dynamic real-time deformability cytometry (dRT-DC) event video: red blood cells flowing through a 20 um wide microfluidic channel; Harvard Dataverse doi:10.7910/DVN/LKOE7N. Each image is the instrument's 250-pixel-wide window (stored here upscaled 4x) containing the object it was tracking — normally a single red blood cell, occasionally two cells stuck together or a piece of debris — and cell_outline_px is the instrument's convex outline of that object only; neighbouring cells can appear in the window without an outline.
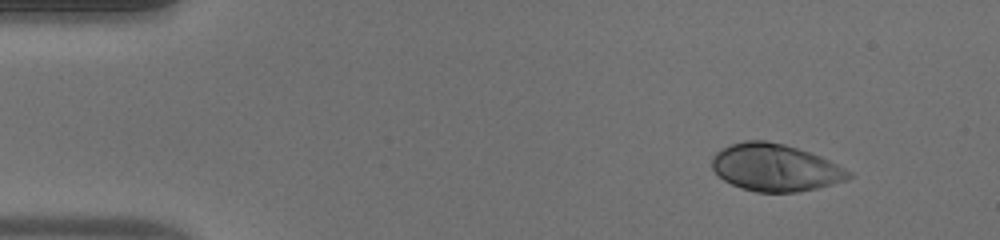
{"species": "human", "species_latin": "Homo sapiens", "temperature_condition": "warm", "stored_images_in_passage": 45, "camera_frame_rate_fps": 3000, "um_per_image_px": 0.085, "donor": {"sex": "male"}, "frame": {"image": 1, "passage_image": 1, "time_ms": 0.0, "image_size_px": [1000, 240], "cell_outline_px": [[852, 176], [844, 180], [832, 184], [816, 188], [796, 192], [756, 192], [740, 188], [724, 180], [712, 168], [712, 156], [716, 152], [732, 144], [744, 140], [764, 140], [784, 144], [820, 156], [852, 172]], "centroid_in_image_um": [65.87, 14.24], "position_along_channel_um": 19.1, "area_um2": 37.28}}
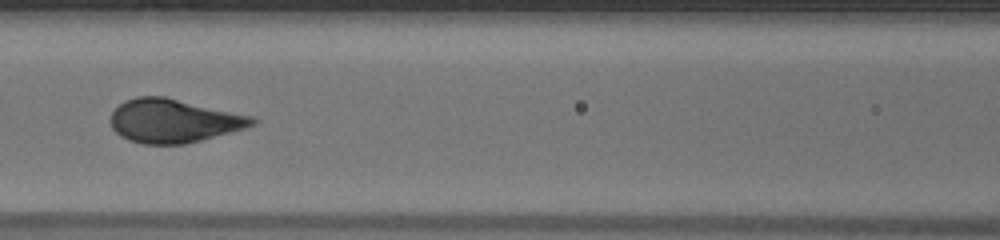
{"frame": {"image": 2, "passage_image": 18, "time_ms": 5.667, "image_size_px": [1000, 240], "cell_outline_px": [[260, 120], [256, 124], [244, 128], [200, 140], [184, 144], [144, 144], [128, 140], [120, 136], [112, 128], [108, 120], [112, 112], [124, 100], [136, 96], [164, 96], [252, 116]], "centroid_in_image_um": [14.72, 10.26], "position_along_channel_um": 151.9, "area_um2": 36.01}}
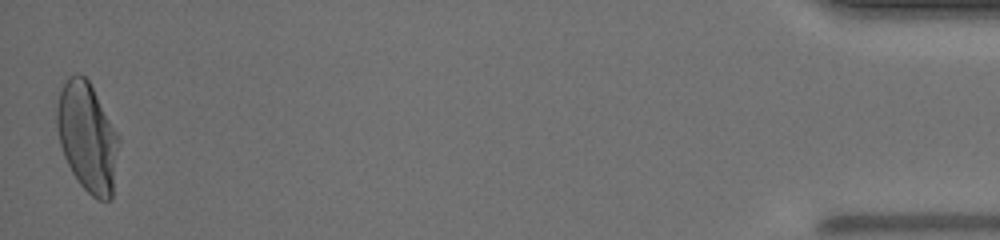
{"frame": {"image": 3, "passage_image": 45, "time_ms": 14.667, "image_size_px": [1000, 240], "cell_outline_px": [[120, 140], [112, 200], [96, 200], [80, 184], [72, 172], [64, 156], [60, 144], [56, 128], [56, 108], [60, 88], [68, 76], [76, 72], [80, 72], [88, 80], [120, 136]], "centroid_in_image_um": [7.43, 11.64], "position_along_channel_um": 427.8, "area_um2": 39.88}, "authors_computed_cell_mechanics": {"area_um2": 36.9342, "velocity_mm_per_s": 4.0828, "shape_relaxation_time_tau1_ms": 2.9887, "shape_relaxation_time_tau2_ms": null, "deformation_change_tau1": 0.2042, "deformation_change_tau2": null}}